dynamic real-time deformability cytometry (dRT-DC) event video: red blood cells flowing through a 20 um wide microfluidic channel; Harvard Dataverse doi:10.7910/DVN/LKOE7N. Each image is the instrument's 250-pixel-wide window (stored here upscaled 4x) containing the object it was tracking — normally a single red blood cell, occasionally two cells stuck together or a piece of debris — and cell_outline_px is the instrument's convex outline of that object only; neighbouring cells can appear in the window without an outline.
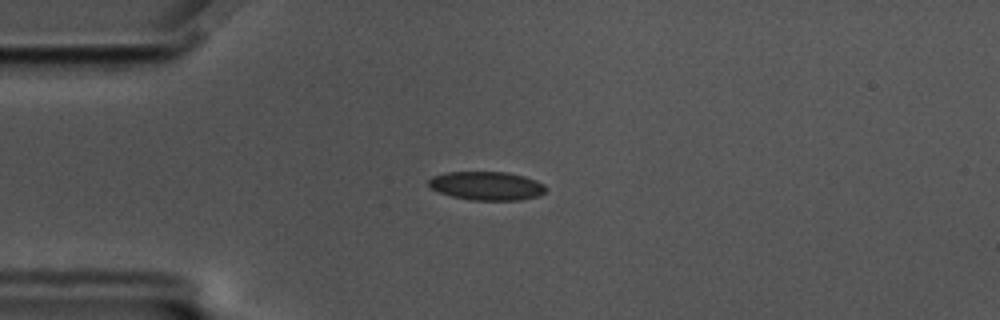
{"species": "common noctule bat (a hibernating species)", "species_latin": "Nyctalus noctula", "temperature_condition": "cold", "stored_images_in_passage": 45, "camera_frame_rate_fps": 3000, "um_per_image_px": 0.085, "animal": {"sex": "male", "body_mass_g": 17.5, "forearm_length_mm": 52.3}, "frame": {"image": 1, "passage_image": 2, "time_ms": 0.333, "image_size_px": [1000, 320], "cell_outline_px": [[548, 188], [544, 192], [536, 196], [520, 200], [472, 200], [452, 196], [440, 192], [432, 188], [428, 184], [428, 180], [432, 176], [448, 172], [508, 172], [524, 176], [536, 180], [544, 184]], "centroid_in_image_um": [41.39, 15.79], "position_along_channel_um": 43.6, "area_um2": 19.48}}
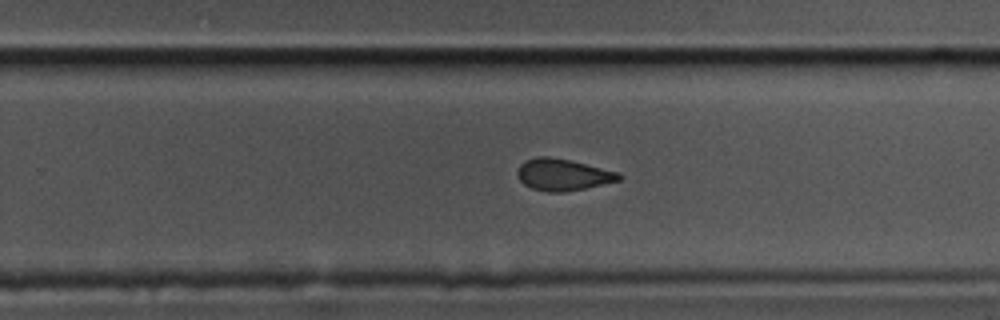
{"frame": {"image": 2, "passage_image": 24, "time_ms": 7.667, "image_size_px": [1000, 320], "cell_outline_px": [[624, 176], [620, 180], [584, 188], [564, 192], [548, 192], [532, 188], [524, 184], [516, 176], [516, 172], [520, 164], [524, 160], [536, 156], [548, 156], [572, 160], [620, 172]], "centroid_in_image_um": [47.84, 14.83], "position_along_channel_um": 282.0, "area_um2": 19.02}}
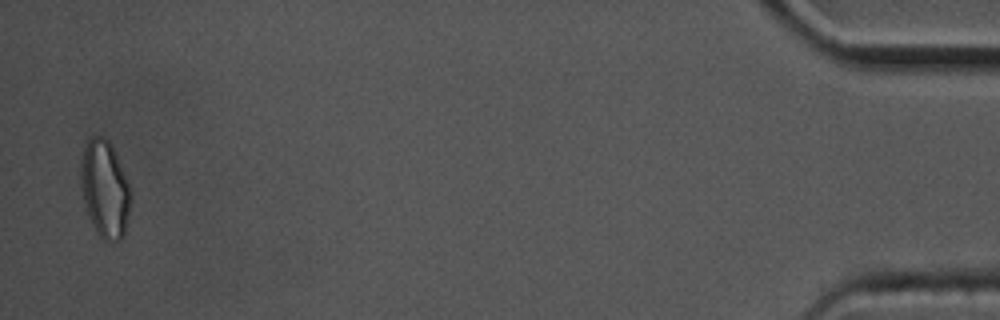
{"frame": {"image": 3, "passage_image": 44, "time_ms": 14.333, "image_size_px": [1000, 320], "cell_outline_px": [[128, 216], [124, 236], [120, 240], [104, 240], [96, 232], [88, 216], [80, 188], [80, 160], [84, 148], [88, 140], [92, 136], [104, 136], [112, 144], [128, 184]], "centroid_in_image_um": [8.86, 16.04], "position_along_channel_um": 426.3, "area_um2": 27.98}, "authors_computed_cell_mechanics": {"area_um2": 19.652, "velocity_mm_per_s": 3.5028, "shape_relaxation_time_tau1_ms": 4.4902, "shape_relaxation_time_tau2_ms": 5.1666, "deformation_change_tau1": 0.1007, "deformation_change_tau2": 0.1077}}